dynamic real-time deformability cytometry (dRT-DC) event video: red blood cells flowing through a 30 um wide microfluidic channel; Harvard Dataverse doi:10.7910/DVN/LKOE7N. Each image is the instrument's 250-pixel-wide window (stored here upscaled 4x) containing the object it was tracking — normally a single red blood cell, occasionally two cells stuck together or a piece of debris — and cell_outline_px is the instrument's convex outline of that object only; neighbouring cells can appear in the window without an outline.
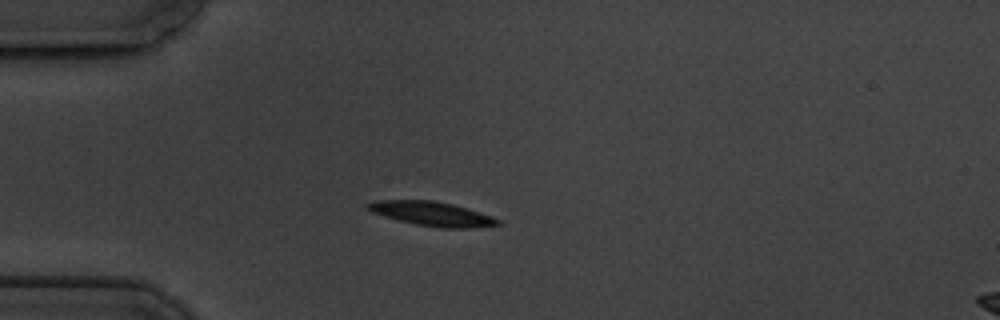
{"species": "common noctule bat (a hibernating species)", "species_latin": "Nyctalus noctula", "temperature_condition": "cold", "stored_images_in_passage": 9, "camera_frame_rate_fps": 3000, "um_per_image_px": 0.085, "animal": {"sex": "male", "body_mass_g": 19.5, "forearm_length_mm": 54.6}, "frame": {"image": 1, "passage_image": 3, "time_ms": 2.333, "image_size_px": [1000, 320], "cell_outline_px": [[504, 224], [468, 228], [440, 228], [416, 224], [384, 216], [372, 212], [364, 208], [364, 204], [376, 200], [432, 200], [452, 204], [492, 216], [500, 220]], "centroid_in_image_um": [36.69, 18.17], "position_along_channel_um": 48.3, "area_um2": 18.32}}
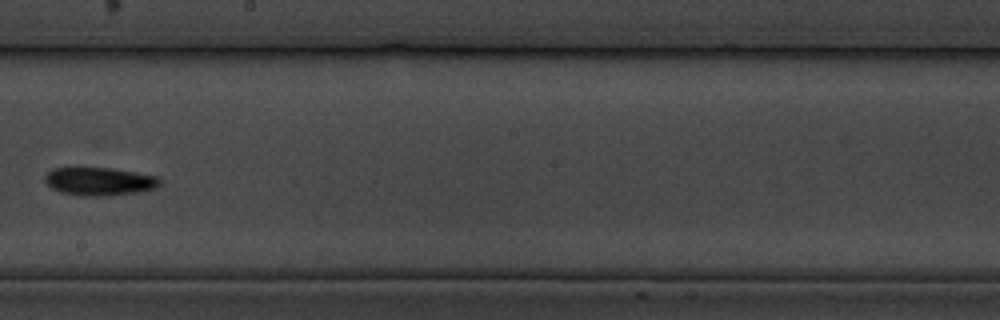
{"frame": {"image": 2, "passage_image": 8, "time_ms": 8.333, "image_size_px": [1000, 320], "cell_outline_px": [[160, 184], [156, 188], [140, 192], [104, 196], [80, 196], [60, 192], [52, 188], [44, 180], [44, 176], [52, 168], [72, 164], [76, 164], [108, 168], [136, 172], [160, 176]], "centroid_in_image_um": [8.39, 15.37], "position_along_channel_um": 239.8, "area_um2": 19.83}}
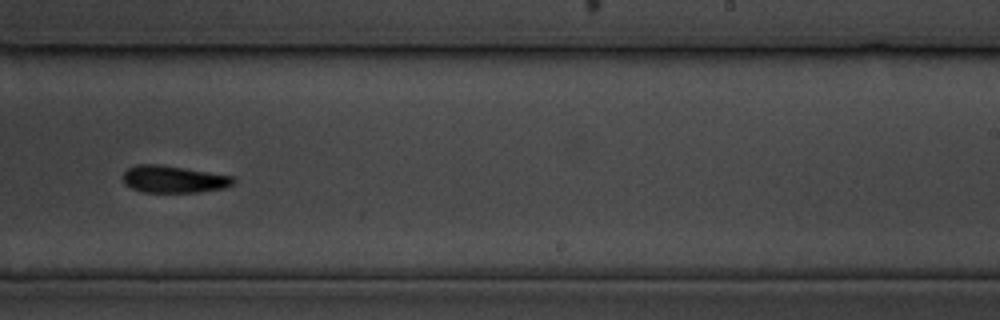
{"frame": {"image": 3, "passage_image": 9, "time_ms": 9.333, "image_size_px": [1000, 320], "cell_outline_px": [[236, 184], [224, 188], [200, 192], [144, 192], [132, 188], [124, 184], [124, 172], [128, 168], [136, 164], [156, 164], [184, 168], [236, 176]], "centroid_in_image_um": [14.82, 15.23], "position_along_channel_um": 274.2, "area_um2": 17.57}}